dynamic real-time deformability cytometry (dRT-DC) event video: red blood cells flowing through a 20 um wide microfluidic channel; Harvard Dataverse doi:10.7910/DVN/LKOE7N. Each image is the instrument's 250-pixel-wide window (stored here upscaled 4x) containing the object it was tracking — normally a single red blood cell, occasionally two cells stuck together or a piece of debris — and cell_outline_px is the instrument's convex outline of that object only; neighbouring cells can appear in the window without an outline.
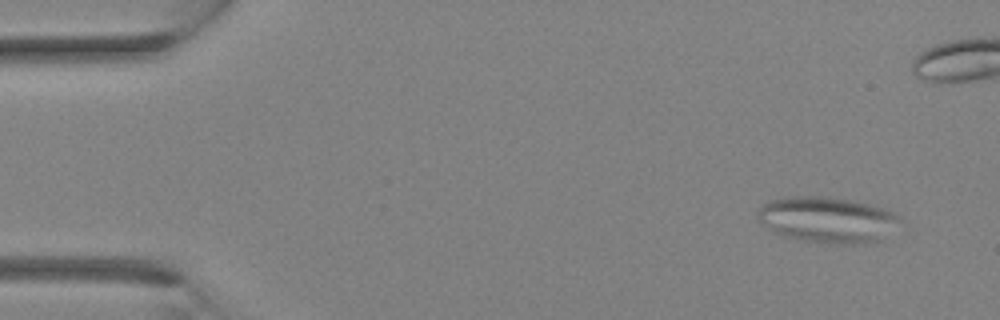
{"species": "Egyptian fruit bat (a non-hibernating species)", "species_latin": "Rousettus aegyptiacus", "temperature_condition": "room temperature", "stored_images_in_passage": 4, "camera_frame_rate_fps": 3000, "um_per_image_px": 0.085, "animal": {"sex": "female"}, "frame": {"image": 1, "passage_image": 1, "time_ms": 0.0, "image_size_px": [1000, 320], "cell_outline_px": [[900, 216], [880, 240], [864, 244], [828, 244], [804, 240], [784, 236], [768, 228], [756, 216], [760, 208], [768, 200], [788, 196], [828, 196], [852, 200], [884, 208], [896, 212]], "centroid_in_image_um": [70.28, 18.66], "position_along_channel_um": 14.7, "area_um2": 37.74}}